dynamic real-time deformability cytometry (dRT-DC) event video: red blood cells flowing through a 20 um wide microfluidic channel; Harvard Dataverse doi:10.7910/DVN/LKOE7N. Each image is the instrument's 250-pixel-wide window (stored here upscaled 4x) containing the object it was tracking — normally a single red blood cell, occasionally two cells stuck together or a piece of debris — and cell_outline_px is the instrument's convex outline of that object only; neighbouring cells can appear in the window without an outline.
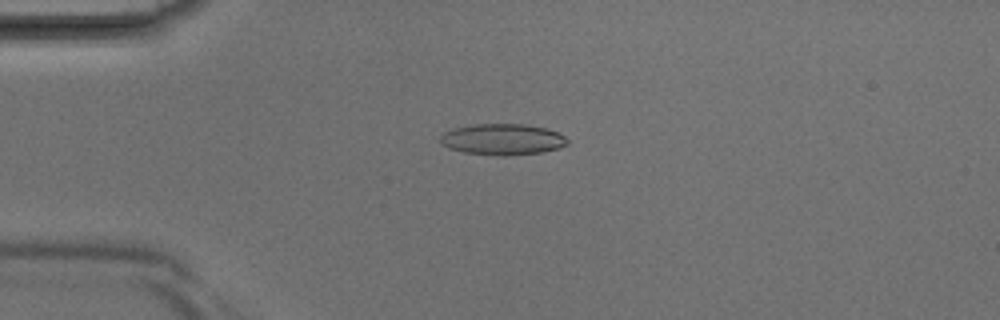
{"species": "Egyptian fruit bat (a non-hibernating species)", "species_latin": "Rousettus aegyptiacus", "temperature_condition": "room temperature", "stored_images_in_passage": 35, "camera_frame_rate_fps": 3000, "um_per_image_px": 0.085, "animal": {"sex": "male"}, "frame": {"image": 1, "passage_image": 4, "time_ms": 1.0, "image_size_px": [1000, 320], "cell_outline_px": [[568, 144], [560, 148], [540, 152], [508, 156], [500, 156], [464, 152], [448, 148], [440, 144], [440, 136], [444, 132], [452, 128], [472, 124], [524, 124], [548, 128], [564, 136], [568, 140]], "centroid_in_image_um": [42.69, 11.84], "position_along_channel_um": 42.3, "area_um2": 23.29}}
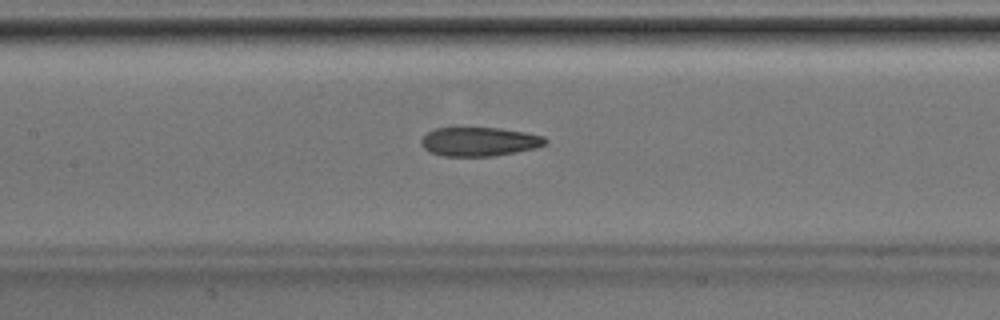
{"frame": {"image": 2, "passage_image": 13, "time_ms": 4.0, "image_size_px": [1000, 320], "cell_outline_px": [[548, 144], [536, 148], [492, 156], [444, 156], [428, 152], [420, 144], [420, 140], [428, 132], [436, 128], [500, 128], [524, 132], [544, 136], [548, 140]], "centroid_in_image_um": [40.75, 12.04], "position_along_channel_um": 166.7, "area_um2": 20.98}}
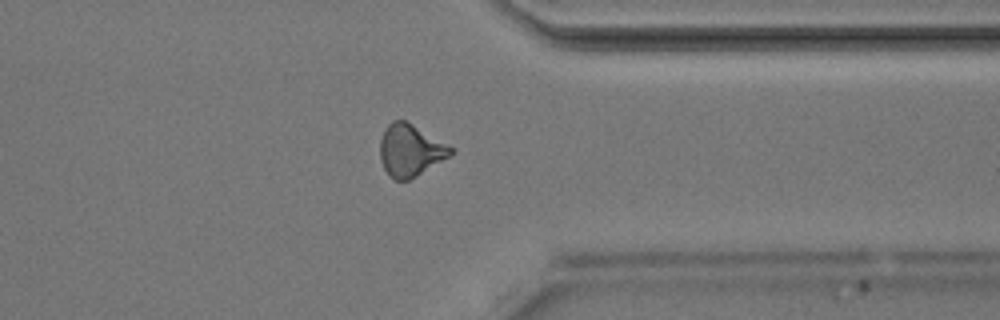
{"frame": {"image": 3, "passage_image": 26, "time_ms": 8.333, "image_size_px": [1000, 320], "cell_outline_px": [[456, 148], [448, 156], [408, 180], [392, 180], [388, 176], [380, 160], [380, 140], [384, 128], [392, 120], [404, 120], [412, 124]], "centroid_in_image_um": [34.84, 12.76], "position_along_channel_um": 376.6, "area_um2": 21.27}}